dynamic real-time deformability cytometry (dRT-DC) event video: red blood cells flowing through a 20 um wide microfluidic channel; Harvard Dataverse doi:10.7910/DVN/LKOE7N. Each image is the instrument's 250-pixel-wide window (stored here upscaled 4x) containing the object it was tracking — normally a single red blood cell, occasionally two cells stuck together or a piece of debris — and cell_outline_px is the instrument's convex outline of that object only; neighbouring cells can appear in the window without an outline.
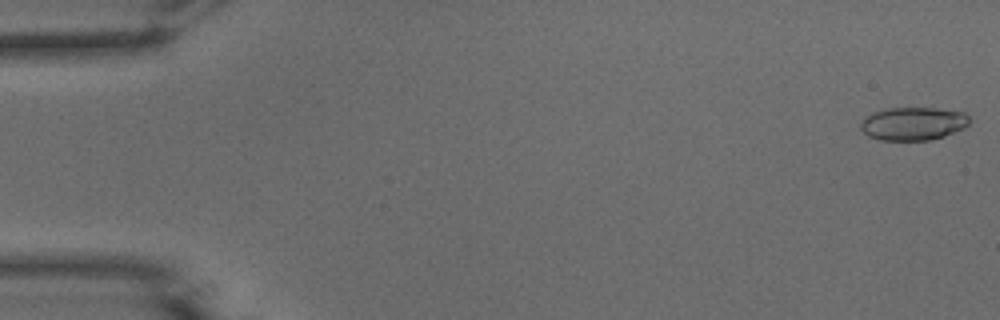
{"species": "common noctule bat (a hibernating species)", "species_latin": "Nyctalus noctula", "temperature_condition": "warm", "stored_images_in_passage": 52, "camera_frame_rate_fps": 3000, "um_per_image_px": 0.085, "animal": {"sex": "male", "body_mass_g": 15.6}, "frame": {"image": 1, "passage_image": 1, "time_ms": 0.0, "image_size_px": [1000, 320], "cell_outline_px": [[968, 124], [964, 128], [944, 136], [928, 140], [880, 140], [868, 136], [860, 128], [860, 124], [864, 116], [872, 112], [884, 108], [936, 108], [964, 112], [968, 116]], "centroid_in_image_um": [77.57, 10.5], "position_along_channel_um": 7.4, "area_um2": 21.1}}
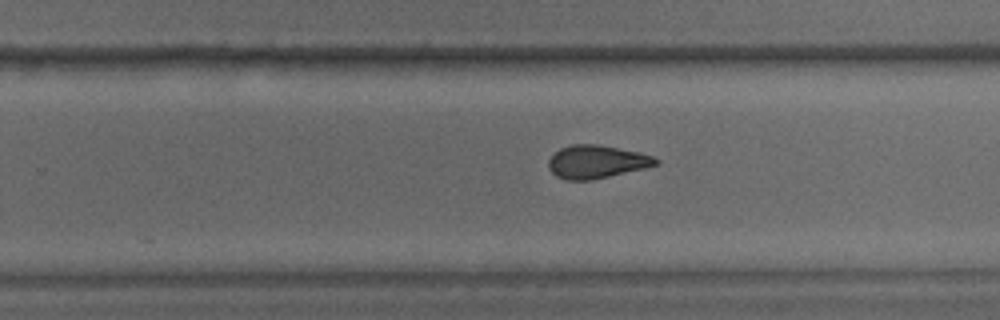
{"frame": {"image": 2, "passage_image": 33, "time_ms": 10.667, "image_size_px": [1000, 320], "cell_outline_px": [[660, 164], [644, 168], [592, 180], [564, 180], [556, 176], [548, 168], [548, 160], [560, 148], [572, 144], [600, 144], [640, 152], [652, 156], [660, 160]], "centroid_in_image_um": [50.71, 13.75], "position_along_channel_um": 279.1, "area_um2": 20.81}}
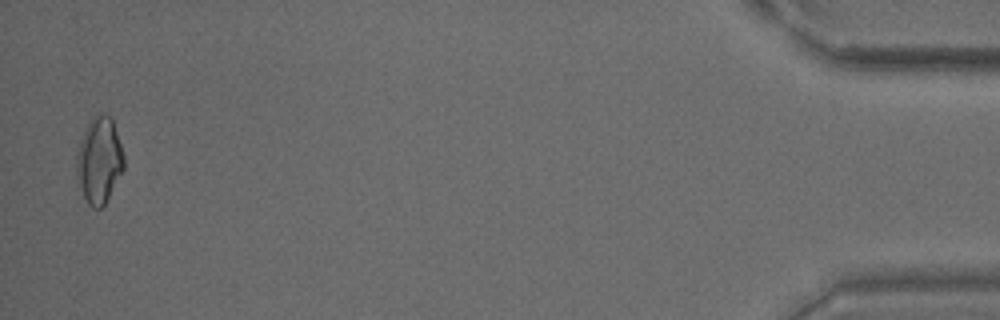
{"frame": {"image": 3, "passage_image": 51, "time_ms": 16.667, "image_size_px": [1000, 320], "cell_outline_px": [[124, 168], [104, 204], [100, 208], [92, 208], [88, 204], [84, 196], [76, 172], [76, 156], [80, 140], [84, 128], [88, 120], [96, 112], [100, 112], [112, 116], [124, 156]], "centroid_in_image_um": [8.42, 13.54], "position_along_channel_um": 426.8, "area_um2": 23.87}, "authors_computed_cell_mechanics": {"area_um2": 21.097, "velocity_mm_per_s": 3.9121, "shape_relaxation_time_tau1_ms": 6.2757, "shape_relaxation_time_tau2_ms": 1.9649, "deformation_change_tau1": 0.1595, "deformation_change_tau2": 0.0705}}